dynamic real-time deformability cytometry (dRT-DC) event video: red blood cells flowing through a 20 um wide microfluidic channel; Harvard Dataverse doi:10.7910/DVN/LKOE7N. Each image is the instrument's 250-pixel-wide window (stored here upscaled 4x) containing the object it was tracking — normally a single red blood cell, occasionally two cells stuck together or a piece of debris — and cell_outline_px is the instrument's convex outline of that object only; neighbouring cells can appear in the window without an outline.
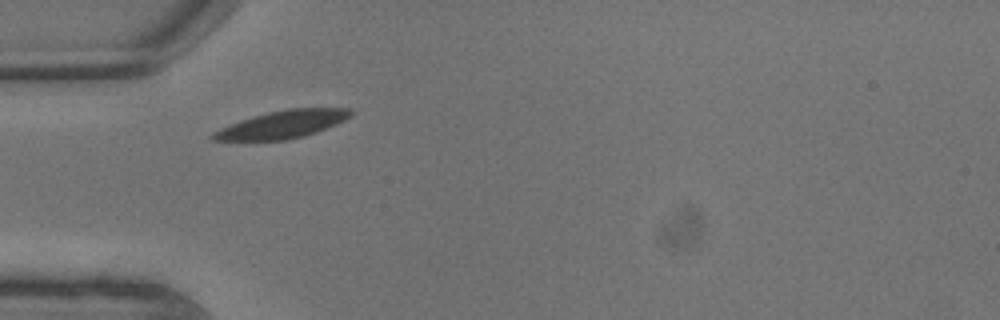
{"species": "common noctule bat (a hibernating species)", "species_latin": "Nyctalus noctula", "temperature_condition": "warm", "stored_images_in_passage": 2, "camera_frame_rate_fps": 3000, "um_per_image_px": 0.085, "animal": {"sex": "male", "body_mass_g": 13.3}, "frame": {"image": 1, "passage_image": 1, "time_ms": 0.0, "image_size_px": [1000, 320], "cell_outline_px": [[356, 112], [352, 116], [336, 124], [316, 132], [304, 136], [284, 140], [212, 140], [208, 136], [212, 132], [220, 128], [240, 120], [268, 112], [288, 108], [352, 108]], "centroid_in_image_um": [24.03, 10.56], "position_along_channel_um": 61.0, "area_um2": 22.25}}
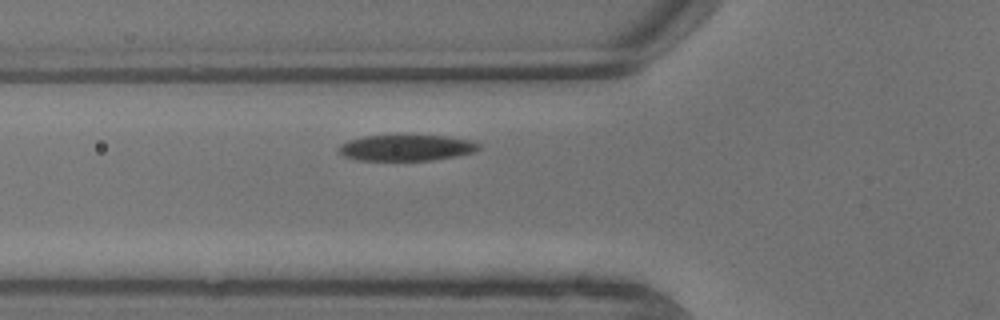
{"frame": {"image": 2, "passage_image": 2, "time_ms": 0.333, "image_size_px": [1000, 320], "cell_outline_px": [[480, 148], [476, 152], [456, 156], [432, 160], [356, 160], [344, 156], [336, 148], [340, 144], [348, 140], [364, 136], [444, 136], [476, 140], [480, 144]], "centroid_in_image_um": [34.57, 12.56], "position_along_channel_um": 91.2, "area_um2": 21.33}}